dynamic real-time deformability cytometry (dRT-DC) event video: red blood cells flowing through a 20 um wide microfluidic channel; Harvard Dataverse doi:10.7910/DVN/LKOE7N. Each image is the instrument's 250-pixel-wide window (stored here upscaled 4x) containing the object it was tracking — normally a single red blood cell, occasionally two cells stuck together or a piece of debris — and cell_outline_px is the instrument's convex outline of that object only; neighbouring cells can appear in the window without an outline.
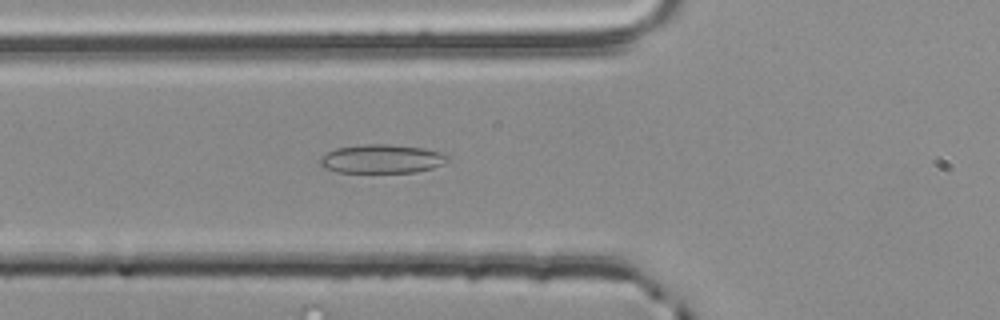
{"species": "common noctule bat (a hibernating species)", "species_latin": "Nyctalus noctula", "temperature_condition": "room temperature", "stored_images_in_passage": 42, "camera_frame_rate_fps": 3000, "um_per_image_px": 0.085, "animal": {"sex": "male", "body_mass_g": 20.4}, "frame": {"image": 1, "passage_image": 7, "time_ms": 2.0, "image_size_px": [1000, 320], "cell_outline_px": [[448, 160], [432, 168], [416, 172], [336, 172], [324, 168], [320, 164], [320, 160], [328, 152], [336, 148], [360, 144], [392, 144], [420, 148], [444, 152], [448, 156]], "centroid_in_image_um": [32.45, 13.5], "position_along_channel_um": 93.4, "area_um2": 21.27}}
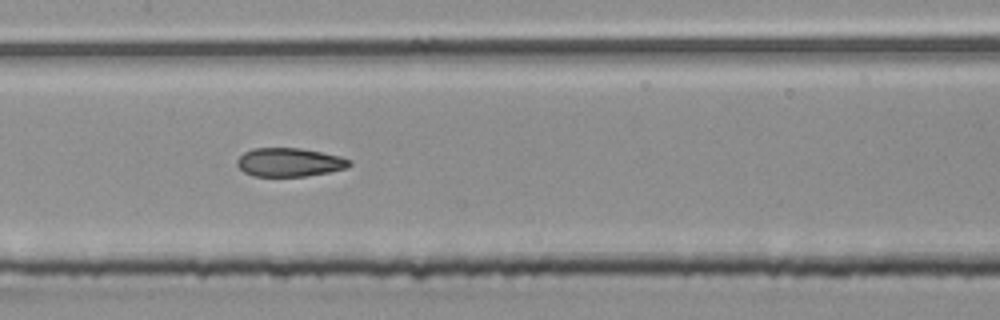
{"frame": {"image": 2, "passage_image": 14, "time_ms": 4.333, "image_size_px": [1000, 320], "cell_outline_px": [[352, 164], [344, 168], [328, 172], [304, 176], [252, 176], [244, 172], [236, 164], [236, 160], [244, 152], [252, 148], [300, 148], [340, 156], [352, 160]], "centroid_in_image_um": [24.57, 13.79], "position_along_channel_um": 182.8, "area_um2": 18.67}}
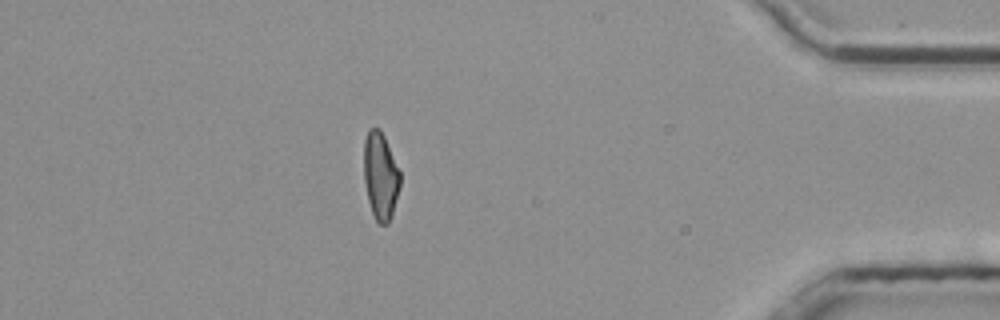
{"frame": {"image": 3, "passage_image": 35, "time_ms": 11.333, "image_size_px": [1000, 320], "cell_outline_px": [[400, 184], [392, 216], [388, 224], [380, 224], [376, 220], [372, 212], [368, 200], [364, 184], [364, 140], [368, 128], [380, 128], [384, 136], [400, 172]], "centroid_in_image_um": [32.33, 14.95], "position_along_channel_um": 402.9, "area_um2": 18.44}, "authors_computed_cell_mechanics": {"area_um2": 19.1318, "velocity_mm_per_s": 3.795, "shape_relaxation_time_tau1_ms": 8.3037, "shape_relaxation_time_tau2_ms": 2.357, "deformation_change_tau1": 0.1823, "deformation_change_tau2": 0.0988}}